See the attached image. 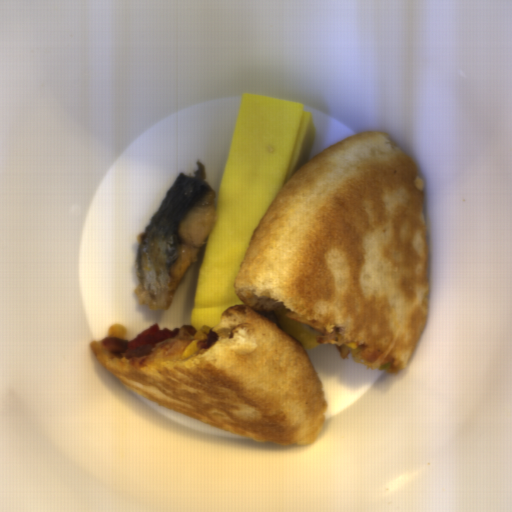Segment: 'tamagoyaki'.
I'll use <instances>...</instances> for the list:
<instances>
[{
    "instance_id": "1",
    "label": "tamagoyaki",
    "mask_w": 512,
    "mask_h": 512,
    "mask_svg": "<svg viewBox=\"0 0 512 512\" xmlns=\"http://www.w3.org/2000/svg\"><path fill=\"white\" fill-rule=\"evenodd\" d=\"M315 123L305 104L244 93L221 178L215 229L197 271L190 326L214 329L245 305L235 283L253 234L278 193L310 162Z\"/></svg>"
}]
</instances>
